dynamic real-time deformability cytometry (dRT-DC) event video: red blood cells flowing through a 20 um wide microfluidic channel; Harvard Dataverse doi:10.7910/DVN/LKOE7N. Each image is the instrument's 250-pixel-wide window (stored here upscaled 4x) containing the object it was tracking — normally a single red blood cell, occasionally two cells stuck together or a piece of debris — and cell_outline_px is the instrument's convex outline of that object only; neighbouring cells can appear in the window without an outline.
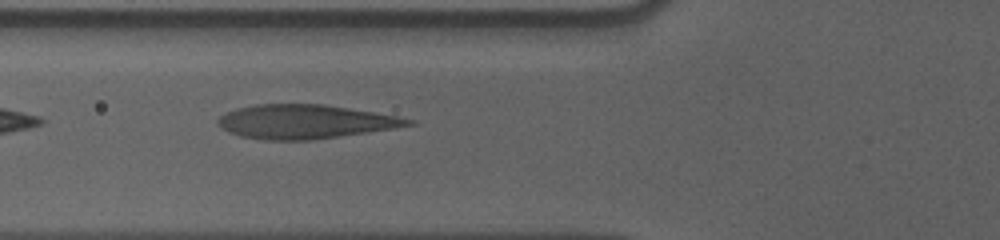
{"species": "human", "species_latin": "Homo sapiens", "temperature_condition": "cold", "stored_images_in_passage": 37, "camera_frame_rate_fps": 3000, "um_per_image_px": 0.085, "donor": {"sex": "male"}, "frame": {"image": 1, "passage_image": 5, "time_ms": 1.333, "image_size_px": [1000, 240], "cell_outline_px": [[416, 124], [392, 128], [312, 140], [264, 140], [240, 136], [228, 132], [216, 124], [216, 120], [220, 116], [236, 108], [256, 104], [324, 104], [396, 116], [416, 120]], "centroid_in_image_um": [25.87, 10.34], "position_along_channel_um": 99.9, "area_um2": 37.45}}
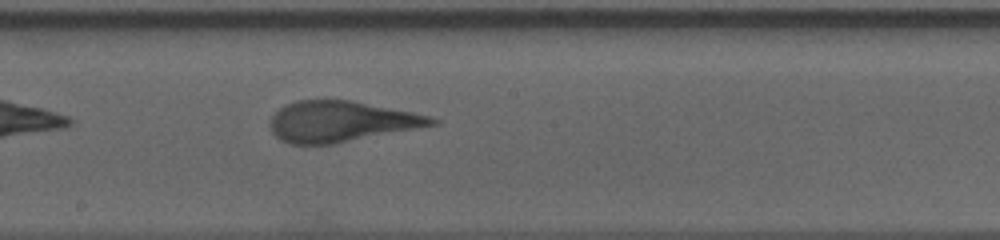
{"frame": {"image": 2, "passage_image": 15, "time_ms": 4.667, "image_size_px": [1000, 240], "cell_outline_px": [[440, 124], [420, 128], [332, 144], [288, 144], [280, 140], [272, 132], [268, 124], [272, 116], [284, 104], [296, 100], [352, 100], [432, 116], [440, 120]], "centroid_in_image_um": [29.0, 10.33], "position_along_channel_um": 219.2, "area_um2": 38.67}}
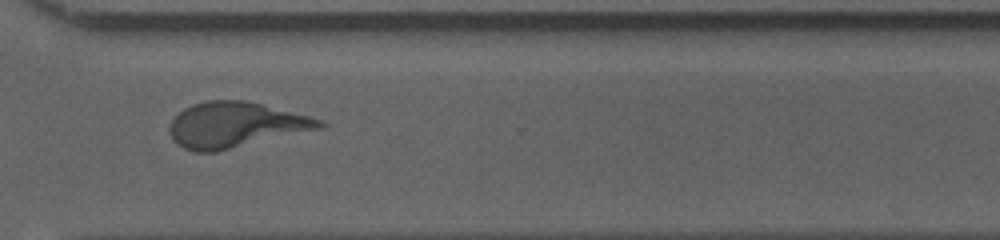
{"frame": {"image": 3, "passage_image": 26, "time_ms": 8.333, "image_size_px": [1000, 240], "cell_outline_px": [[328, 124], [324, 128], [216, 152], [196, 152], [184, 148], [172, 140], [168, 132], [168, 128], [172, 120], [184, 108], [192, 104], [208, 100], [248, 100], [308, 116], [320, 120]], "centroid_in_image_um": [20.01, 10.62], "position_along_channel_um": 350.6, "area_um2": 39.88}, "authors_computed_cell_mechanics": {"area_um2": 38.2636, "velocity_mm_per_s": 3.5817, "shape_relaxation_time_tau1_ms": 7.7328, "shape_relaxation_time_tau2_ms": 1.0644, "deformation_change_tau1": 0.2488, "deformation_change_tau2": 0.0855}}